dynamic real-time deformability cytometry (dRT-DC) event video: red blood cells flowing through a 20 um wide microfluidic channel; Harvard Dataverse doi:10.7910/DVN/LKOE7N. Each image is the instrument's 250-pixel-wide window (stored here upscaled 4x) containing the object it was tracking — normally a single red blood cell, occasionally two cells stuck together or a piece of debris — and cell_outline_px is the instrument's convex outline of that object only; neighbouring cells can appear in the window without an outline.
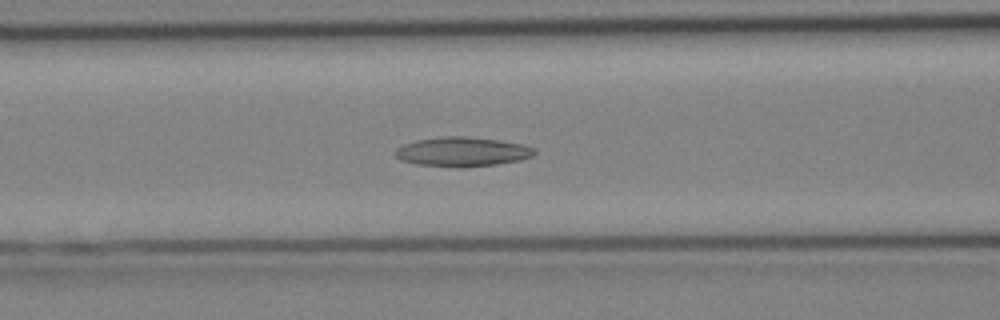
{"species": "Egyptian fruit bat (a non-hibernating species)", "species_latin": "Rousettus aegyptiacus", "temperature_condition": "cold", "stored_images_in_passage": 31, "camera_frame_rate_fps": 3000, "um_per_image_px": 0.085, "animal": {"sex": "female"}, "frame": {"image": 1, "passage_image": 12, "time_ms": 3.667, "image_size_px": [1000, 320], "cell_outline_px": [[536, 152], [532, 156], [520, 160], [496, 164], [460, 168], [416, 164], [400, 160], [396, 156], [396, 148], [404, 144], [416, 140], [440, 136], [464, 136], [500, 140], [524, 144], [536, 148]], "centroid_in_image_um": [39.31, 12.9], "position_along_channel_um": 127.3, "area_um2": 24.04}}
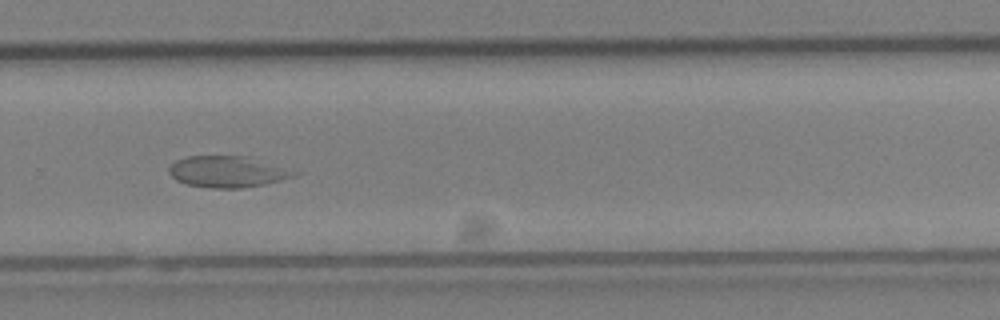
{"frame": {"image": 2, "passage_image": 21, "time_ms": 6.667, "image_size_px": [1000, 320], "cell_outline_px": [[300, 172], [296, 176], [264, 184], [240, 188], [212, 188], [188, 184], [176, 180], [168, 172], [168, 168], [176, 160], [188, 156], [248, 156]], "centroid_in_image_um": [19.34, 14.59], "position_along_channel_um": 310.5, "area_um2": 22.72}}
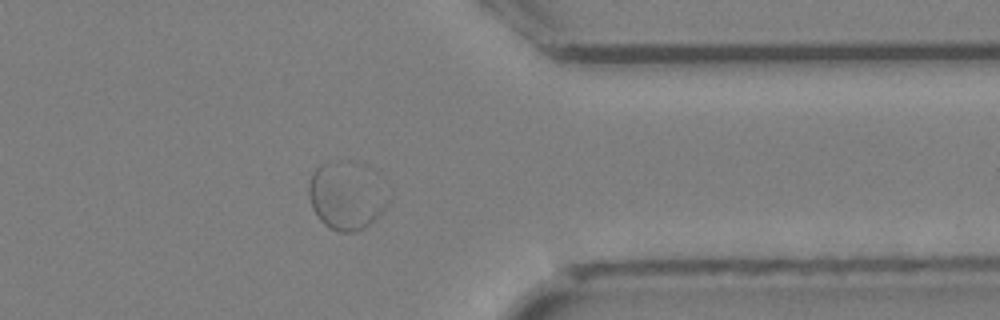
{"frame": {"image": 3, "passage_image": 25, "time_ms": 8.0, "image_size_px": [1000, 320], "cell_outline_px": [[388, 200], [380, 212], [368, 224], [356, 232], [340, 232], [324, 224], [320, 220], [312, 208], [308, 196], [308, 180], [312, 172], [320, 164], [332, 164]], "centroid_in_image_um": [29.1, 16.96], "position_along_channel_um": 382.3, "area_um2": 25.72}}